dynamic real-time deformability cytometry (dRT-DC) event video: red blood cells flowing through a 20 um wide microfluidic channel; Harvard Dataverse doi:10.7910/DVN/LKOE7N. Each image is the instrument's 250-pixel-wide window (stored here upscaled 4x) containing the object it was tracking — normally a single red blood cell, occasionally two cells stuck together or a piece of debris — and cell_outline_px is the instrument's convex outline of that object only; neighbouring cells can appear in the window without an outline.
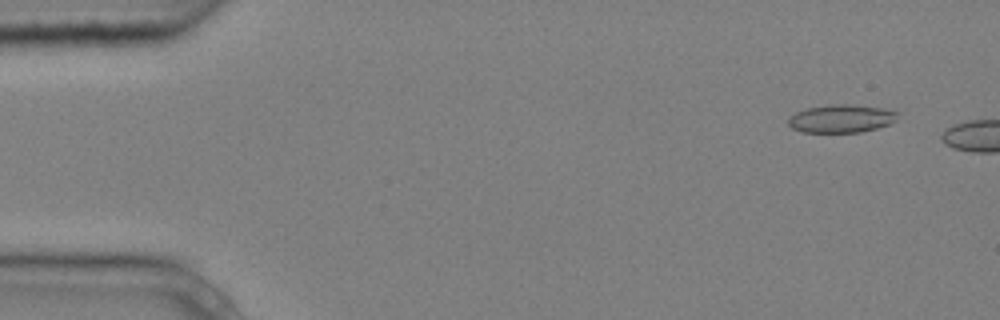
{"species": "common noctule bat (a hibernating species)", "species_latin": "Nyctalus noctula", "temperature_condition": "cold", "stored_images_in_passage": 4, "camera_frame_rate_fps": 3000, "um_per_image_px": 0.085, "animal": {"sex": "male", "body_mass_g": 20.4}, "frame": {"image": 1, "passage_image": 1, "time_ms": 0.0, "image_size_px": [1000, 320], "cell_outline_px": [[900, 112], [896, 120], [888, 124], [876, 128], [860, 132], [800, 132], [792, 128], [788, 124], [788, 116], [796, 112], [808, 108], [828, 104], [852, 104], [884, 108]], "centroid_in_image_um": [71.5, 10.07], "position_along_channel_um": 13.5, "area_um2": 18.03}}